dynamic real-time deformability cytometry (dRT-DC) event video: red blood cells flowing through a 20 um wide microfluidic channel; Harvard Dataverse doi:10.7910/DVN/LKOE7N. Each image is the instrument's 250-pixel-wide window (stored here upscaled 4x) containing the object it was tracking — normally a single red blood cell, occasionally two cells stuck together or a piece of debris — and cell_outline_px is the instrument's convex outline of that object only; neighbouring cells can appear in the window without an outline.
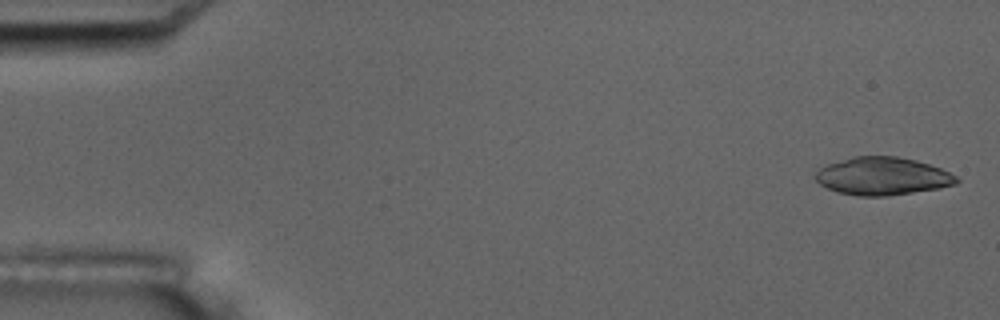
{"species": "common noctule bat (a hibernating species)", "species_latin": "Nyctalus noctula", "temperature_condition": "room temperature", "stored_images_in_passage": 4, "camera_frame_rate_fps": 3000, "um_per_image_px": 0.085, "animal": {"sex": "male", "body_mass_g": 17.5, "forearm_length_mm": 52.3}, "frame": {"image": 1, "passage_image": 1, "time_ms": 0.0, "image_size_px": [1000, 320], "cell_outline_px": [[960, 180], [956, 184], [940, 188], [888, 196], [860, 196], [836, 192], [820, 184], [816, 180], [816, 172], [820, 168], [828, 164], [852, 156], [896, 156], [916, 160], [940, 168], [956, 176]], "centroid_in_image_um": [75.02, 14.98], "position_along_channel_um": 10.0, "area_um2": 31.04}}